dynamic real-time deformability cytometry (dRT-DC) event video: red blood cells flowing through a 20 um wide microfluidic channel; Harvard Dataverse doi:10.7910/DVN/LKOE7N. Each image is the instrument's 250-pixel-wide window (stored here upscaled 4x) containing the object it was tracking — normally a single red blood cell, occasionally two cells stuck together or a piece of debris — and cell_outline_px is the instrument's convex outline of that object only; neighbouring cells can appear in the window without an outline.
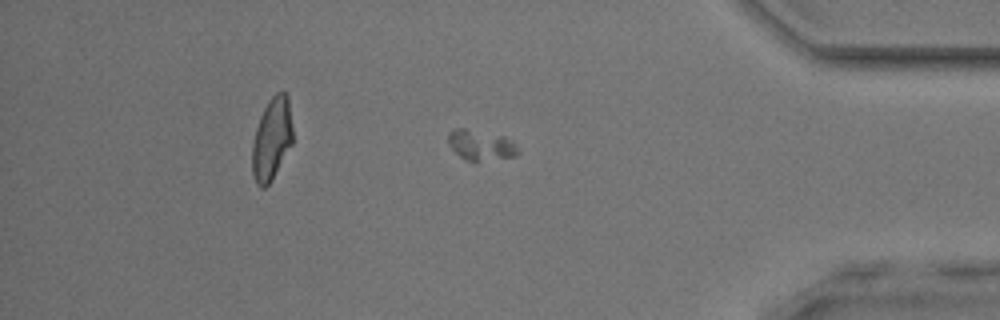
{"species": "common noctule bat (a hibernating species)", "species_latin": "Nyctalus noctula", "temperature_condition": "room temperature", "stored_images_in_passage": 36, "camera_frame_rate_fps": 3000, "um_per_image_px": 0.085, "animal": {"sex": "male", "body_mass_g": 17.9, "forearm_length_mm": 54.2}, "frame": {"image": 1, "passage_image": 28, "time_ms": 9.0, "image_size_px": [1000, 320], "cell_outline_px": [[520, 152], [516, 156], [476, 164], [464, 160], [448, 144], [448, 132], [456, 128], [464, 128], [504, 136], [516, 144]], "centroid_in_image_um": [40.88, 12.39], "position_along_channel_um": 394.3, "area_um2": 12.83}}
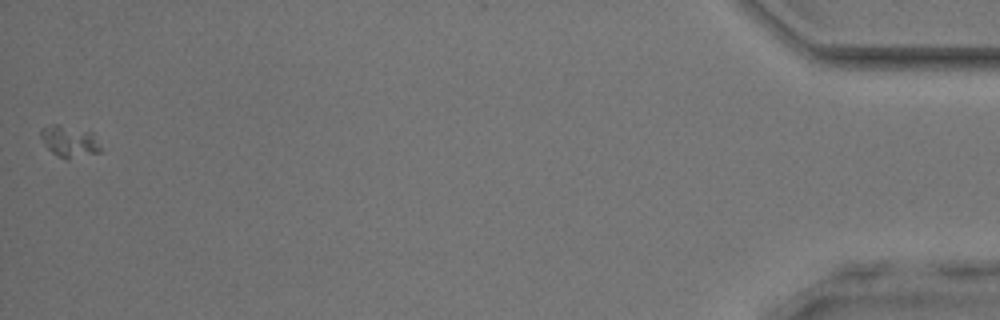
{"frame": {"image": 2, "passage_image": 36, "time_ms": 11.667, "image_size_px": [1000, 320], "cell_outline_px": [[100, 152], [68, 160], [56, 156], [44, 144], [40, 136], [40, 128], [52, 124], [56, 124], [92, 132], [100, 148]], "centroid_in_image_um": [5.86, 12.03], "position_along_channel_um": 429.3, "area_um2": 10.92}}